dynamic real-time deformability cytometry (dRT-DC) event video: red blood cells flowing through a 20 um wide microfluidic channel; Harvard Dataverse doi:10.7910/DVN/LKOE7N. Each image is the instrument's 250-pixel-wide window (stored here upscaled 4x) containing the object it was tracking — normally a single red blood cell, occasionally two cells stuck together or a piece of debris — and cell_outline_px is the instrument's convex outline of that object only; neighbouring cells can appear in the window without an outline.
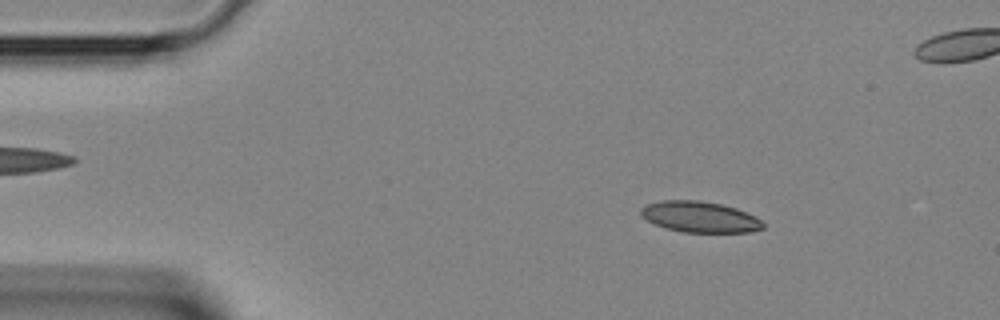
{"species": "Egyptian fruit bat (a non-hibernating species)", "species_latin": "Rousettus aegyptiacus", "temperature_condition": "room temperature", "stored_images_in_passage": 40, "camera_frame_rate_fps": 3000, "um_per_image_px": 0.085, "animal": {"sex": "female"}, "frame": {"image": 1, "passage_image": 5, "time_ms": 1.333, "image_size_px": [1000, 320], "cell_outline_px": [[764, 228], [752, 232], [684, 232], [668, 228], [656, 224], [640, 216], [640, 208], [644, 204], [660, 200], [700, 200], [720, 204], [736, 208], [756, 216], [764, 224]], "centroid_in_image_um": [59.47, 18.42], "position_along_channel_um": 25.5, "area_um2": 22.08}}
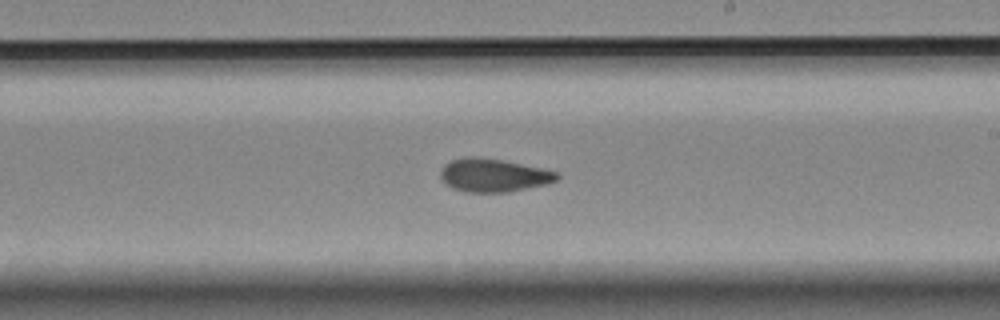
{"frame": {"image": 2, "passage_image": 22, "time_ms": 7.0, "image_size_px": [1000, 320], "cell_outline_px": [[560, 176], [556, 180], [548, 184], [508, 192], [468, 192], [452, 188], [444, 184], [440, 180], [440, 168], [444, 164], [452, 160], [464, 156], [476, 156], [500, 160], [544, 168], [560, 172]], "centroid_in_image_um": [41.93, 14.89], "position_along_channel_um": 247.1, "area_um2": 22.89}}
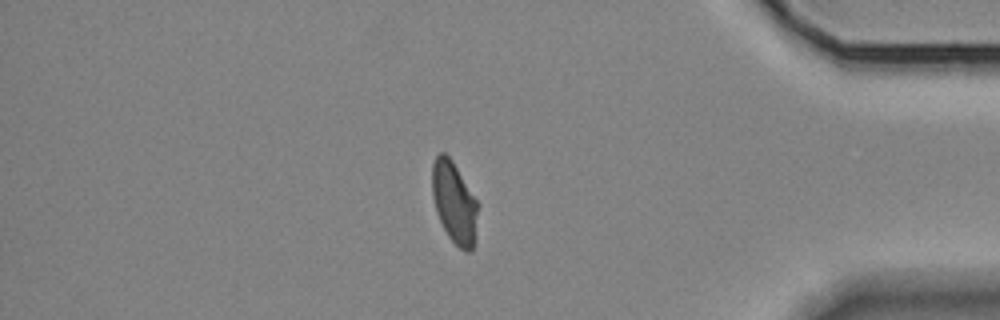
{"frame": {"image": 3, "passage_image": 33, "time_ms": 10.667, "image_size_px": [1000, 320], "cell_outline_px": [[476, 212], [472, 248], [468, 252], [464, 252], [448, 236], [436, 212], [432, 196], [432, 164], [436, 156], [440, 152], [444, 152], [452, 160], [476, 200]], "centroid_in_image_um": [38.55, 17.17], "position_along_channel_um": 396.7, "area_um2": 20.98}}